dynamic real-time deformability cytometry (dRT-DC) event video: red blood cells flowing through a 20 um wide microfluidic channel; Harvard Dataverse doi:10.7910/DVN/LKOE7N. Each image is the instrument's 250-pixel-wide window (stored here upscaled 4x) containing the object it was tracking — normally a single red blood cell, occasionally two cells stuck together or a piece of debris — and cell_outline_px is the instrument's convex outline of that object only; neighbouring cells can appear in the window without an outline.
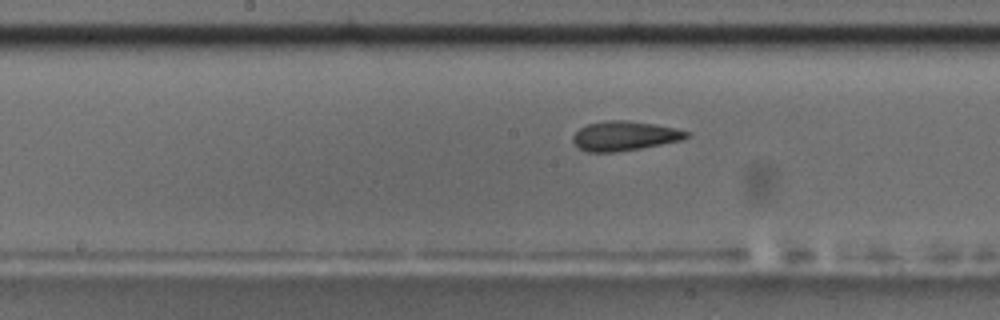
{"species": "common noctule bat (a hibernating species)", "species_latin": "Nyctalus noctula", "temperature_condition": "room temperature", "stored_images_in_passage": 48, "camera_frame_rate_fps": 3000, "um_per_image_px": 0.085, "animal": {"sex": "male", "body_mass_g": 17.5, "forearm_length_mm": 52.3}, "frame": {"image": 1, "passage_image": 21, "time_ms": 6.667, "image_size_px": [1000, 320], "cell_outline_px": [[692, 136], [680, 140], [640, 148], [616, 152], [588, 152], [580, 148], [572, 140], [572, 136], [580, 128], [588, 124], [608, 120], [628, 120], [676, 128], [688, 132]], "centroid_in_image_um": [53.08, 11.55], "position_along_channel_um": 195.1, "area_um2": 19.31}, "authors_computed_cell_mechanics": {"area_um2": 19.3341, "velocity_mm_per_s": 3.6797, "shape_relaxation_time_tau1_ms": 6.8854, "shape_relaxation_time_tau2_ms": 2.2067, "deformation_change_tau1": 0.1771, "deformation_change_tau2": 0.1024}}